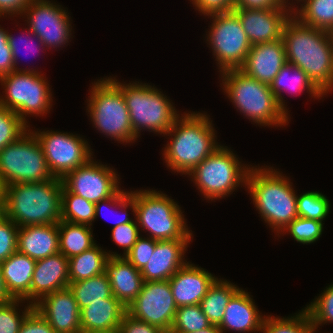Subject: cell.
I'll use <instances>...</instances> for the list:
<instances>
[{
    "mask_svg": "<svg viewBox=\"0 0 333 333\" xmlns=\"http://www.w3.org/2000/svg\"><path fill=\"white\" fill-rule=\"evenodd\" d=\"M126 313L127 308L116 298L92 302L80 310L81 330L89 332L117 329Z\"/></svg>",
    "mask_w": 333,
    "mask_h": 333,
    "instance_id": "484cf974",
    "label": "cell"
},
{
    "mask_svg": "<svg viewBox=\"0 0 333 333\" xmlns=\"http://www.w3.org/2000/svg\"><path fill=\"white\" fill-rule=\"evenodd\" d=\"M17 251L35 261L59 253L58 223L19 227Z\"/></svg>",
    "mask_w": 333,
    "mask_h": 333,
    "instance_id": "cb8c5ba5",
    "label": "cell"
},
{
    "mask_svg": "<svg viewBox=\"0 0 333 333\" xmlns=\"http://www.w3.org/2000/svg\"><path fill=\"white\" fill-rule=\"evenodd\" d=\"M295 1L300 3V7L294 6L293 16L301 23L328 32L333 29V0Z\"/></svg>",
    "mask_w": 333,
    "mask_h": 333,
    "instance_id": "1f68e13d",
    "label": "cell"
},
{
    "mask_svg": "<svg viewBox=\"0 0 333 333\" xmlns=\"http://www.w3.org/2000/svg\"><path fill=\"white\" fill-rule=\"evenodd\" d=\"M119 330L120 333H164L158 327L137 320L128 313L123 317Z\"/></svg>",
    "mask_w": 333,
    "mask_h": 333,
    "instance_id": "816d5d0a",
    "label": "cell"
},
{
    "mask_svg": "<svg viewBox=\"0 0 333 333\" xmlns=\"http://www.w3.org/2000/svg\"><path fill=\"white\" fill-rule=\"evenodd\" d=\"M68 287L77 301L79 310L92 304V302L115 298L112 294L110 281L105 273L86 280L70 282Z\"/></svg>",
    "mask_w": 333,
    "mask_h": 333,
    "instance_id": "d6a6232c",
    "label": "cell"
},
{
    "mask_svg": "<svg viewBox=\"0 0 333 333\" xmlns=\"http://www.w3.org/2000/svg\"><path fill=\"white\" fill-rule=\"evenodd\" d=\"M21 303L26 302L14 299L11 302L0 305V333H19L22 322L34 309V305L30 303L25 304L27 306L24 307V310L22 308L19 309V306H22Z\"/></svg>",
    "mask_w": 333,
    "mask_h": 333,
    "instance_id": "ab89813d",
    "label": "cell"
},
{
    "mask_svg": "<svg viewBox=\"0 0 333 333\" xmlns=\"http://www.w3.org/2000/svg\"><path fill=\"white\" fill-rule=\"evenodd\" d=\"M19 333H55L49 323L33 309L21 324Z\"/></svg>",
    "mask_w": 333,
    "mask_h": 333,
    "instance_id": "681fc988",
    "label": "cell"
},
{
    "mask_svg": "<svg viewBox=\"0 0 333 333\" xmlns=\"http://www.w3.org/2000/svg\"><path fill=\"white\" fill-rule=\"evenodd\" d=\"M290 2L289 0H235V9H287L293 15L294 3L293 0Z\"/></svg>",
    "mask_w": 333,
    "mask_h": 333,
    "instance_id": "7dc6e473",
    "label": "cell"
},
{
    "mask_svg": "<svg viewBox=\"0 0 333 333\" xmlns=\"http://www.w3.org/2000/svg\"><path fill=\"white\" fill-rule=\"evenodd\" d=\"M192 333H222L221 330L218 328L217 325H211L210 327L200 330V331H196V332H192Z\"/></svg>",
    "mask_w": 333,
    "mask_h": 333,
    "instance_id": "9f6ffc18",
    "label": "cell"
},
{
    "mask_svg": "<svg viewBox=\"0 0 333 333\" xmlns=\"http://www.w3.org/2000/svg\"><path fill=\"white\" fill-rule=\"evenodd\" d=\"M43 75L41 71L15 70L0 77L2 93H5L0 95V105L14 111L29 127L27 116L41 117L48 114L53 105L52 89Z\"/></svg>",
    "mask_w": 333,
    "mask_h": 333,
    "instance_id": "30bf717a",
    "label": "cell"
},
{
    "mask_svg": "<svg viewBox=\"0 0 333 333\" xmlns=\"http://www.w3.org/2000/svg\"><path fill=\"white\" fill-rule=\"evenodd\" d=\"M34 309L55 333H82L80 310L69 287L44 296Z\"/></svg>",
    "mask_w": 333,
    "mask_h": 333,
    "instance_id": "e0dca14e",
    "label": "cell"
},
{
    "mask_svg": "<svg viewBox=\"0 0 333 333\" xmlns=\"http://www.w3.org/2000/svg\"><path fill=\"white\" fill-rule=\"evenodd\" d=\"M210 116L201 112H184L165 135L163 159L172 172L188 175L199 163L211 155L221 144ZM171 136V137H170Z\"/></svg>",
    "mask_w": 333,
    "mask_h": 333,
    "instance_id": "7a4b0ae2",
    "label": "cell"
},
{
    "mask_svg": "<svg viewBox=\"0 0 333 333\" xmlns=\"http://www.w3.org/2000/svg\"><path fill=\"white\" fill-rule=\"evenodd\" d=\"M211 325L199 304L181 306L176 310L170 333H192Z\"/></svg>",
    "mask_w": 333,
    "mask_h": 333,
    "instance_id": "d590c367",
    "label": "cell"
},
{
    "mask_svg": "<svg viewBox=\"0 0 333 333\" xmlns=\"http://www.w3.org/2000/svg\"><path fill=\"white\" fill-rule=\"evenodd\" d=\"M29 129L30 127L14 111L0 105V151Z\"/></svg>",
    "mask_w": 333,
    "mask_h": 333,
    "instance_id": "60d3db41",
    "label": "cell"
},
{
    "mask_svg": "<svg viewBox=\"0 0 333 333\" xmlns=\"http://www.w3.org/2000/svg\"><path fill=\"white\" fill-rule=\"evenodd\" d=\"M25 30H26V32H25V35L27 34V36H24L23 37V35H21L20 37H18V38H14V35H12V33H9L8 32V45H9V47H10V49H11V52H12V56H13V60H14V66H15V70L16 71H32V72H39L38 70H36V69H34V68H31L30 67V69L29 68H27V67H25V68H19L17 65L19 64L18 62V60L20 59L19 58V54H20V45H18V44H20L19 43V41H21V43L23 42V40H24V42H23V44H24V46L26 47V49L28 48L29 49V46L31 45L30 43L32 42V44H33V40H35L37 43H36V46H35V42H34V44H33V47H32V45L30 46L33 50H37V52H39L40 51V49H41V51L43 52V50H45L46 51V49H44L45 48V46L43 45V43H42V41L32 32V31H30L29 30V28L27 27V28H24ZM23 38H25V39H23ZM17 39L19 40L18 42H17ZM30 39V40H29ZM20 47V48H19ZM42 47V48H41ZM34 48H36V49H34ZM40 48V49H39ZM27 49V50H28ZM39 49V50H38ZM43 49V50H42ZM33 50H32V52H33ZM34 51V52H35ZM28 52V51H27Z\"/></svg>",
    "mask_w": 333,
    "mask_h": 333,
    "instance_id": "bcb514c9",
    "label": "cell"
},
{
    "mask_svg": "<svg viewBox=\"0 0 333 333\" xmlns=\"http://www.w3.org/2000/svg\"><path fill=\"white\" fill-rule=\"evenodd\" d=\"M135 219L141 231L155 240H192L182 208L167 194L153 189L132 191Z\"/></svg>",
    "mask_w": 333,
    "mask_h": 333,
    "instance_id": "52a82bcc",
    "label": "cell"
},
{
    "mask_svg": "<svg viewBox=\"0 0 333 333\" xmlns=\"http://www.w3.org/2000/svg\"><path fill=\"white\" fill-rule=\"evenodd\" d=\"M141 235L125 258L136 268L141 270L147 263L150 255L154 253L156 240Z\"/></svg>",
    "mask_w": 333,
    "mask_h": 333,
    "instance_id": "f6af8a7d",
    "label": "cell"
},
{
    "mask_svg": "<svg viewBox=\"0 0 333 333\" xmlns=\"http://www.w3.org/2000/svg\"><path fill=\"white\" fill-rule=\"evenodd\" d=\"M296 315L280 317L265 315L261 333H315L310 316L305 308Z\"/></svg>",
    "mask_w": 333,
    "mask_h": 333,
    "instance_id": "e575fe53",
    "label": "cell"
},
{
    "mask_svg": "<svg viewBox=\"0 0 333 333\" xmlns=\"http://www.w3.org/2000/svg\"><path fill=\"white\" fill-rule=\"evenodd\" d=\"M91 158L85 165L68 172L63 186L70 192L96 204L114 196L121 187L115 168Z\"/></svg>",
    "mask_w": 333,
    "mask_h": 333,
    "instance_id": "2e32d148",
    "label": "cell"
},
{
    "mask_svg": "<svg viewBox=\"0 0 333 333\" xmlns=\"http://www.w3.org/2000/svg\"><path fill=\"white\" fill-rule=\"evenodd\" d=\"M91 228L86 224L59 221V252L69 259L95 246Z\"/></svg>",
    "mask_w": 333,
    "mask_h": 333,
    "instance_id": "f546056e",
    "label": "cell"
},
{
    "mask_svg": "<svg viewBox=\"0 0 333 333\" xmlns=\"http://www.w3.org/2000/svg\"><path fill=\"white\" fill-rule=\"evenodd\" d=\"M330 207L329 199L319 191H308L297 195L298 217L324 222Z\"/></svg>",
    "mask_w": 333,
    "mask_h": 333,
    "instance_id": "8d00e7d4",
    "label": "cell"
},
{
    "mask_svg": "<svg viewBox=\"0 0 333 333\" xmlns=\"http://www.w3.org/2000/svg\"><path fill=\"white\" fill-rule=\"evenodd\" d=\"M251 296L249 292L240 288L231 297L224 317L218 325L222 333L227 330L238 333H255L256 331L260 333L265 315L259 312Z\"/></svg>",
    "mask_w": 333,
    "mask_h": 333,
    "instance_id": "603a6c76",
    "label": "cell"
},
{
    "mask_svg": "<svg viewBox=\"0 0 333 333\" xmlns=\"http://www.w3.org/2000/svg\"><path fill=\"white\" fill-rule=\"evenodd\" d=\"M69 261L62 253L36 261L30 285V304L69 286Z\"/></svg>",
    "mask_w": 333,
    "mask_h": 333,
    "instance_id": "44dd1931",
    "label": "cell"
},
{
    "mask_svg": "<svg viewBox=\"0 0 333 333\" xmlns=\"http://www.w3.org/2000/svg\"><path fill=\"white\" fill-rule=\"evenodd\" d=\"M15 71L14 60L8 45V30L0 25V77Z\"/></svg>",
    "mask_w": 333,
    "mask_h": 333,
    "instance_id": "f907efd6",
    "label": "cell"
},
{
    "mask_svg": "<svg viewBox=\"0 0 333 333\" xmlns=\"http://www.w3.org/2000/svg\"><path fill=\"white\" fill-rule=\"evenodd\" d=\"M192 240H156L155 251L140 270L144 281L169 280L187 263L185 253Z\"/></svg>",
    "mask_w": 333,
    "mask_h": 333,
    "instance_id": "ffe728a7",
    "label": "cell"
},
{
    "mask_svg": "<svg viewBox=\"0 0 333 333\" xmlns=\"http://www.w3.org/2000/svg\"><path fill=\"white\" fill-rule=\"evenodd\" d=\"M208 18L212 22L206 32V43L216 58L218 72L239 69L244 64L252 44L238 15L231 11L212 14Z\"/></svg>",
    "mask_w": 333,
    "mask_h": 333,
    "instance_id": "7c38bea8",
    "label": "cell"
},
{
    "mask_svg": "<svg viewBox=\"0 0 333 333\" xmlns=\"http://www.w3.org/2000/svg\"><path fill=\"white\" fill-rule=\"evenodd\" d=\"M62 188V179L57 177L41 183L5 186L3 215L18 227L58 223Z\"/></svg>",
    "mask_w": 333,
    "mask_h": 333,
    "instance_id": "277c9868",
    "label": "cell"
},
{
    "mask_svg": "<svg viewBox=\"0 0 333 333\" xmlns=\"http://www.w3.org/2000/svg\"><path fill=\"white\" fill-rule=\"evenodd\" d=\"M270 89L277 99L278 105L289 116V109L287 104L285 105L284 96L282 92L293 93L295 95L306 91L310 97L321 99L324 98V94L315 86V84L309 79L307 74L298 66L286 63L278 72L270 84Z\"/></svg>",
    "mask_w": 333,
    "mask_h": 333,
    "instance_id": "83f0119b",
    "label": "cell"
},
{
    "mask_svg": "<svg viewBox=\"0 0 333 333\" xmlns=\"http://www.w3.org/2000/svg\"><path fill=\"white\" fill-rule=\"evenodd\" d=\"M14 298L6 287V283L2 274V268L0 264V305L11 302Z\"/></svg>",
    "mask_w": 333,
    "mask_h": 333,
    "instance_id": "db71d44e",
    "label": "cell"
},
{
    "mask_svg": "<svg viewBox=\"0 0 333 333\" xmlns=\"http://www.w3.org/2000/svg\"><path fill=\"white\" fill-rule=\"evenodd\" d=\"M39 140L29 129L0 151V180L5 186L53 179Z\"/></svg>",
    "mask_w": 333,
    "mask_h": 333,
    "instance_id": "8fae6325",
    "label": "cell"
},
{
    "mask_svg": "<svg viewBox=\"0 0 333 333\" xmlns=\"http://www.w3.org/2000/svg\"><path fill=\"white\" fill-rule=\"evenodd\" d=\"M105 207L106 208H108V207L113 208L114 207L116 209L118 207V209L123 214V215H121V218L117 219L114 222L113 227H117L118 225L126 224V223L134 221L130 217V215L128 214V211H127V209L128 210L131 209L132 212H133V216L135 218V202L132 198V191L131 190L129 192V191H125L123 189H120L114 196H112V197H110L106 200H102V201L96 203L95 204V219H97L99 215L103 214L102 209L105 208ZM115 212L117 213V211H115Z\"/></svg>",
    "mask_w": 333,
    "mask_h": 333,
    "instance_id": "b9f144b4",
    "label": "cell"
},
{
    "mask_svg": "<svg viewBox=\"0 0 333 333\" xmlns=\"http://www.w3.org/2000/svg\"><path fill=\"white\" fill-rule=\"evenodd\" d=\"M218 277L190 261L168 281L177 307L197 305Z\"/></svg>",
    "mask_w": 333,
    "mask_h": 333,
    "instance_id": "d6986e66",
    "label": "cell"
},
{
    "mask_svg": "<svg viewBox=\"0 0 333 333\" xmlns=\"http://www.w3.org/2000/svg\"><path fill=\"white\" fill-rule=\"evenodd\" d=\"M22 16L27 17L25 21L29 30L42 41L47 50L65 47L71 41L72 20L62 5L50 0H33L26 6Z\"/></svg>",
    "mask_w": 333,
    "mask_h": 333,
    "instance_id": "5bb4252c",
    "label": "cell"
},
{
    "mask_svg": "<svg viewBox=\"0 0 333 333\" xmlns=\"http://www.w3.org/2000/svg\"><path fill=\"white\" fill-rule=\"evenodd\" d=\"M4 200H5V185L0 180V215H3V211H4Z\"/></svg>",
    "mask_w": 333,
    "mask_h": 333,
    "instance_id": "11a10c76",
    "label": "cell"
},
{
    "mask_svg": "<svg viewBox=\"0 0 333 333\" xmlns=\"http://www.w3.org/2000/svg\"><path fill=\"white\" fill-rule=\"evenodd\" d=\"M82 333H120L119 328L117 329H111L107 331H89V332H82Z\"/></svg>",
    "mask_w": 333,
    "mask_h": 333,
    "instance_id": "6f0895ef",
    "label": "cell"
},
{
    "mask_svg": "<svg viewBox=\"0 0 333 333\" xmlns=\"http://www.w3.org/2000/svg\"><path fill=\"white\" fill-rule=\"evenodd\" d=\"M314 331L318 332V328L326 323H333V284L326 286L319 296L315 297L314 300L306 307Z\"/></svg>",
    "mask_w": 333,
    "mask_h": 333,
    "instance_id": "74e56055",
    "label": "cell"
},
{
    "mask_svg": "<svg viewBox=\"0 0 333 333\" xmlns=\"http://www.w3.org/2000/svg\"><path fill=\"white\" fill-rule=\"evenodd\" d=\"M109 257H121V253L104 250L98 244L69 258V280L77 282L105 273V265Z\"/></svg>",
    "mask_w": 333,
    "mask_h": 333,
    "instance_id": "f1b7e54d",
    "label": "cell"
},
{
    "mask_svg": "<svg viewBox=\"0 0 333 333\" xmlns=\"http://www.w3.org/2000/svg\"><path fill=\"white\" fill-rule=\"evenodd\" d=\"M0 264L11 296L30 303V285L36 261L16 251Z\"/></svg>",
    "mask_w": 333,
    "mask_h": 333,
    "instance_id": "4316f807",
    "label": "cell"
},
{
    "mask_svg": "<svg viewBox=\"0 0 333 333\" xmlns=\"http://www.w3.org/2000/svg\"><path fill=\"white\" fill-rule=\"evenodd\" d=\"M333 43V29L329 32Z\"/></svg>",
    "mask_w": 333,
    "mask_h": 333,
    "instance_id": "680465c9",
    "label": "cell"
},
{
    "mask_svg": "<svg viewBox=\"0 0 333 333\" xmlns=\"http://www.w3.org/2000/svg\"><path fill=\"white\" fill-rule=\"evenodd\" d=\"M237 156L220 145L188 174L205 200H220L237 191V187L246 186L251 166L241 163Z\"/></svg>",
    "mask_w": 333,
    "mask_h": 333,
    "instance_id": "9c48e42d",
    "label": "cell"
},
{
    "mask_svg": "<svg viewBox=\"0 0 333 333\" xmlns=\"http://www.w3.org/2000/svg\"><path fill=\"white\" fill-rule=\"evenodd\" d=\"M177 306L168 280L144 281L142 289L127 308L133 318L170 333Z\"/></svg>",
    "mask_w": 333,
    "mask_h": 333,
    "instance_id": "9a60e30c",
    "label": "cell"
},
{
    "mask_svg": "<svg viewBox=\"0 0 333 333\" xmlns=\"http://www.w3.org/2000/svg\"><path fill=\"white\" fill-rule=\"evenodd\" d=\"M87 100L88 116L97 131L118 143H134L135 136L120 81L103 77L92 82Z\"/></svg>",
    "mask_w": 333,
    "mask_h": 333,
    "instance_id": "8992f818",
    "label": "cell"
},
{
    "mask_svg": "<svg viewBox=\"0 0 333 333\" xmlns=\"http://www.w3.org/2000/svg\"><path fill=\"white\" fill-rule=\"evenodd\" d=\"M132 82V83H131ZM121 83L132 129L137 138L141 130L165 135L181 115L172 100L154 85L131 81Z\"/></svg>",
    "mask_w": 333,
    "mask_h": 333,
    "instance_id": "ba28073f",
    "label": "cell"
},
{
    "mask_svg": "<svg viewBox=\"0 0 333 333\" xmlns=\"http://www.w3.org/2000/svg\"><path fill=\"white\" fill-rule=\"evenodd\" d=\"M242 27L253 45L282 38L285 22L291 17L287 9H234Z\"/></svg>",
    "mask_w": 333,
    "mask_h": 333,
    "instance_id": "ac0fdd59",
    "label": "cell"
},
{
    "mask_svg": "<svg viewBox=\"0 0 333 333\" xmlns=\"http://www.w3.org/2000/svg\"><path fill=\"white\" fill-rule=\"evenodd\" d=\"M18 228L12 220L0 215V263L17 251Z\"/></svg>",
    "mask_w": 333,
    "mask_h": 333,
    "instance_id": "7bdbcfd3",
    "label": "cell"
},
{
    "mask_svg": "<svg viewBox=\"0 0 333 333\" xmlns=\"http://www.w3.org/2000/svg\"><path fill=\"white\" fill-rule=\"evenodd\" d=\"M33 0H0V18L1 17H16L25 10L26 6ZM13 15V16H12Z\"/></svg>",
    "mask_w": 333,
    "mask_h": 333,
    "instance_id": "f5cc1de1",
    "label": "cell"
},
{
    "mask_svg": "<svg viewBox=\"0 0 333 333\" xmlns=\"http://www.w3.org/2000/svg\"><path fill=\"white\" fill-rule=\"evenodd\" d=\"M287 63L300 67L326 96L333 90V43L330 33L301 23L285 22L282 38Z\"/></svg>",
    "mask_w": 333,
    "mask_h": 333,
    "instance_id": "6da1fadb",
    "label": "cell"
},
{
    "mask_svg": "<svg viewBox=\"0 0 333 333\" xmlns=\"http://www.w3.org/2000/svg\"><path fill=\"white\" fill-rule=\"evenodd\" d=\"M39 140L51 174L63 178L68 172L85 165L93 151L78 134L52 130H31Z\"/></svg>",
    "mask_w": 333,
    "mask_h": 333,
    "instance_id": "4fadbf2b",
    "label": "cell"
},
{
    "mask_svg": "<svg viewBox=\"0 0 333 333\" xmlns=\"http://www.w3.org/2000/svg\"><path fill=\"white\" fill-rule=\"evenodd\" d=\"M61 220L93 227L95 204L79 195L70 193L63 186L61 194Z\"/></svg>",
    "mask_w": 333,
    "mask_h": 333,
    "instance_id": "836d02e7",
    "label": "cell"
},
{
    "mask_svg": "<svg viewBox=\"0 0 333 333\" xmlns=\"http://www.w3.org/2000/svg\"><path fill=\"white\" fill-rule=\"evenodd\" d=\"M240 288L230 281L217 278L210 286L199 306L212 325H219L224 317L226 306Z\"/></svg>",
    "mask_w": 333,
    "mask_h": 333,
    "instance_id": "4dcf8cb0",
    "label": "cell"
},
{
    "mask_svg": "<svg viewBox=\"0 0 333 333\" xmlns=\"http://www.w3.org/2000/svg\"><path fill=\"white\" fill-rule=\"evenodd\" d=\"M105 274L110 281L113 296L126 308L140 293L144 279L125 257H109Z\"/></svg>",
    "mask_w": 333,
    "mask_h": 333,
    "instance_id": "d4e9b609",
    "label": "cell"
},
{
    "mask_svg": "<svg viewBox=\"0 0 333 333\" xmlns=\"http://www.w3.org/2000/svg\"><path fill=\"white\" fill-rule=\"evenodd\" d=\"M136 219L133 222L118 225L111 230V238L115 244L124 250L121 257H125L141 236Z\"/></svg>",
    "mask_w": 333,
    "mask_h": 333,
    "instance_id": "ee69618b",
    "label": "cell"
},
{
    "mask_svg": "<svg viewBox=\"0 0 333 333\" xmlns=\"http://www.w3.org/2000/svg\"><path fill=\"white\" fill-rule=\"evenodd\" d=\"M323 226V222L297 217L281 231L280 235L289 233L294 241L308 245L318 241L322 235Z\"/></svg>",
    "mask_w": 333,
    "mask_h": 333,
    "instance_id": "f35d334b",
    "label": "cell"
},
{
    "mask_svg": "<svg viewBox=\"0 0 333 333\" xmlns=\"http://www.w3.org/2000/svg\"><path fill=\"white\" fill-rule=\"evenodd\" d=\"M200 15L210 16L235 9V0H190Z\"/></svg>",
    "mask_w": 333,
    "mask_h": 333,
    "instance_id": "c3c4849f",
    "label": "cell"
},
{
    "mask_svg": "<svg viewBox=\"0 0 333 333\" xmlns=\"http://www.w3.org/2000/svg\"><path fill=\"white\" fill-rule=\"evenodd\" d=\"M286 63L284 43L279 39L253 45L239 69L259 82L270 85Z\"/></svg>",
    "mask_w": 333,
    "mask_h": 333,
    "instance_id": "7402d4cb",
    "label": "cell"
},
{
    "mask_svg": "<svg viewBox=\"0 0 333 333\" xmlns=\"http://www.w3.org/2000/svg\"><path fill=\"white\" fill-rule=\"evenodd\" d=\"M220 76L222 90L236 110L249 121L275 128L289 124L290 116L278 105L270 85L259 82L240 69L222 71Z\"/></svg>",
    "mask_w": 333,
    "mask_h": 333,
    "instance_id": "5b68a950",
    "label": "cell"
},
{
    "mask_svg": "<svg viewBox=\"0 0 333 333\" xmlns=\"http://www.w3.org/2000/svg\"><path fill=\"white\" fill-rule=\"evenodd\" d=\"M289 177L273 166L250 167L246 186L259 216L278 237L297 214V193Z\"/></svg>",
    "mask_w": 333,
    "mask_h": 333,
    "instance_id": "3957f363",
    "label": "cell"
}]
</instances>
